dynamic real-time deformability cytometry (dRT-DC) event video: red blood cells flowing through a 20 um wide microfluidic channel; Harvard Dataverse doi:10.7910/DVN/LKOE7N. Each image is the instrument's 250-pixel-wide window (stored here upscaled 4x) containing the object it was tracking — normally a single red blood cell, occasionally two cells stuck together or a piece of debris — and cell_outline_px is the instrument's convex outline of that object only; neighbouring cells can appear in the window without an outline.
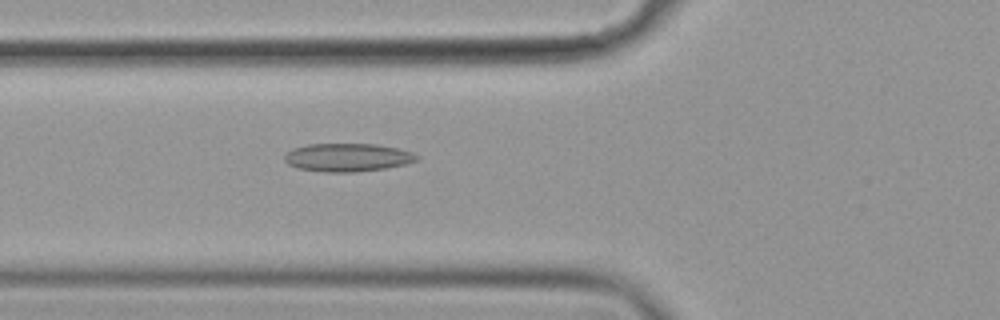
{"species": "common noctule bat (a hibernating species)", "species_latin": "Nyctalus noctula", "temperature_condition": "cold", "stored_images_in_passage": 51, "camera_frame_rate_fps": 3000, "um_per_image_px": 0.085, "animal": {"sex": "female", "body_mass_g": 19.9}, "frame": {"image": 1, "passage_image": 16, "time_ms": 5.0, "image_size_px": [1000, 320], "cell_outline_px": [[420, 160], [404, 164], [384, 168], [352, 172], [324, 172], [296, 168], [288, 164], [284, 160], [284, 156], [292, 148], [308, 144], [376, 144], [400, 148], [412, 152], [420, 156]], "centroid_in_image_um": [29.55, 13.37], "position_along_channel_um": 96.3, "area_um2": 21.85}}
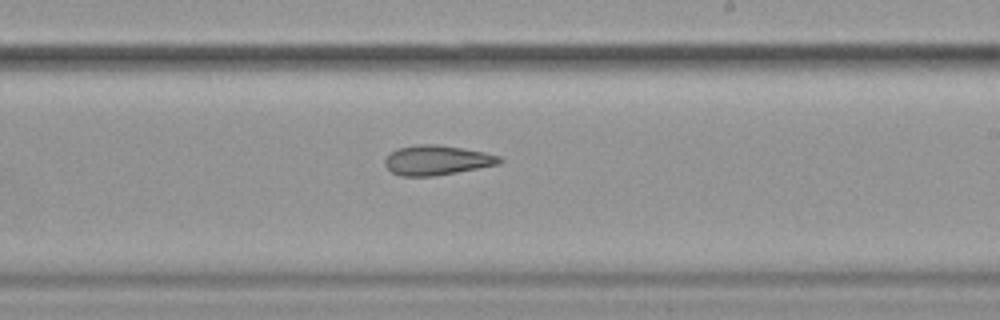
{"frame": {"image": 2, "passage_image": 29, "time_ms": 9.333, "image_size_px": [1000, 320], "cell_outline_px": [[504, 160], [500, 164], [436, 176], [400, 176], [392, 172], [384, 164], [384, 160], [396, 148], [416, 144], [436, 144], [484, 152], [500, 156]], "centroid_in_image_um": [37.14, 13.62], "position_along_channel_um": 251.9, "area_um2": 19.88}}
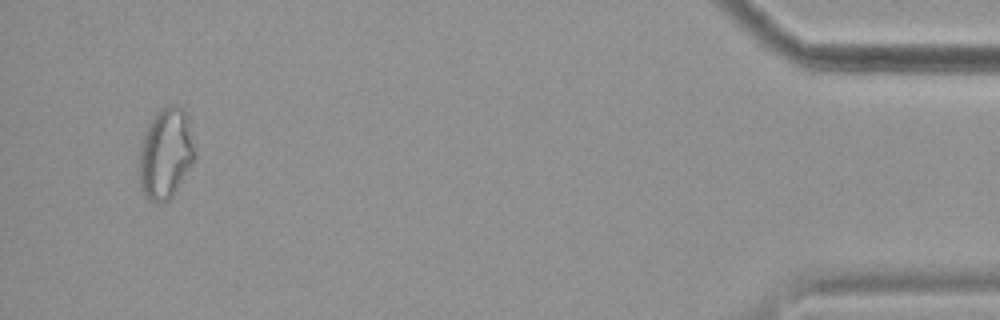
{"frame": {"image": 3, "passage_image": 49, "time_ms": 16.0, "image_size_px": [1000, 320], "cell_outline_px": [[196, 160], [172, 196], [168, 200], [156, 204], [148, 200], [140, 188], [140, 148], [144, 132], [148, 124], [156, 112], [160, 108], [168, 104], [176, 104], [188, 112], [196, 152]], "centroid_in_image_um": [14.12, 13.01], "position_along_channel_um": 421.1, "area_um2": 30.11}, "authors_computed_cell_mechanics": {"area_um2": 22.3108, "velocity_mm_per_s": 3.5997, "shape_relaxation_time_tau1_ms": null, "shape_relaxation_time_tau2_ms": 6.6157, "deformation_change_tau1": null, "deformation_change_tau2": 0.1384}}